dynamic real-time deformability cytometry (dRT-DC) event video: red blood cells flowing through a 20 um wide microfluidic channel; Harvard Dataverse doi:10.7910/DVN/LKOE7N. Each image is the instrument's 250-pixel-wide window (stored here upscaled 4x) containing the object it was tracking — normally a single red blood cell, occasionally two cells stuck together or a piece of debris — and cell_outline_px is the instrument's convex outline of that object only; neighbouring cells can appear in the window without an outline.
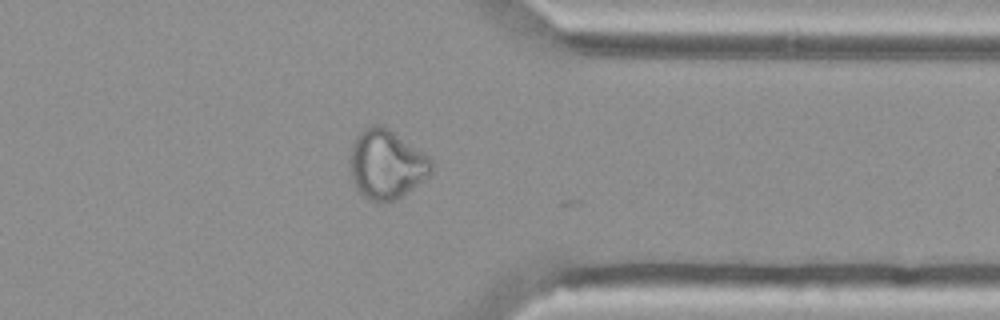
{"species": "Egyptian fruit bat (a non-hibernating species)", "species_latin": "Rousettus aegyptiacus", "temperature_condition": "cold", "stored_images_in_passage": 43, "camera_frame_rate_fps": 3000, "um_per_image_px": 0.085, "animal": {"sex": "female"}, "frame": {"image": 1, "passage_image": 42, "time_ms": 13.667, "image_size_px": [1000, 320], "cell_outline_px": [[432, 172], [428, 176], [400, 196], [392, 200], [372, 200], [364, 196], [356, 188], [352, 180], [348, 164], [352, 144], [356, 136], [368, 124], [380, 124], [388, 128], [428, 156], [432, 160]], "centroid_in_image_um": [32.8, 13.92], "position_along_channel_um": 378.6, "area_um2": 32.43}}